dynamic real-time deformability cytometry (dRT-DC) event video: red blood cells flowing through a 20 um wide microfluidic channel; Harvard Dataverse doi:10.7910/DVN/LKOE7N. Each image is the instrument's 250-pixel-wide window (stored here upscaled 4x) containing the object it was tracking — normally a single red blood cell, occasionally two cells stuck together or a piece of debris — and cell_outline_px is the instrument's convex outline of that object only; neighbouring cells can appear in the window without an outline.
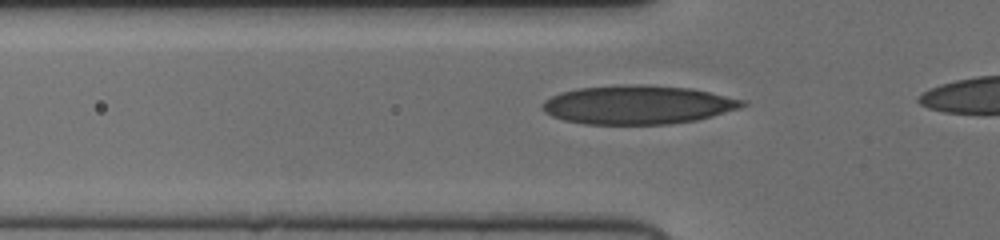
{"species": "human", "species_latin": "Homo sapiens", "temperature_condition": "cold", "stored_images_in_passage": 7, "camera_frame_rate_fps": 3000, "um_per_image_px": 0.085, "donor": {"sex": "female"}, "frame": {"image": 1, "passage_image": 4, "time_ms": 1.0, "image_size_px": [1000, 240], "cell_outline_px": [[748, 104], [740, 108], [712, 116], [696, 120], [668, 124], [584, 124], [564, 120], [552, 116], [544, 112], [540, 108], [544, 100], [560, 92], [576, 88], [628, 84], [640, 84], [692, 88], [748, 100]], "centroid_in_image_um": [54.22, 8.9], "position_along_channel_um": 71.6, "area_um2": 45.55}}